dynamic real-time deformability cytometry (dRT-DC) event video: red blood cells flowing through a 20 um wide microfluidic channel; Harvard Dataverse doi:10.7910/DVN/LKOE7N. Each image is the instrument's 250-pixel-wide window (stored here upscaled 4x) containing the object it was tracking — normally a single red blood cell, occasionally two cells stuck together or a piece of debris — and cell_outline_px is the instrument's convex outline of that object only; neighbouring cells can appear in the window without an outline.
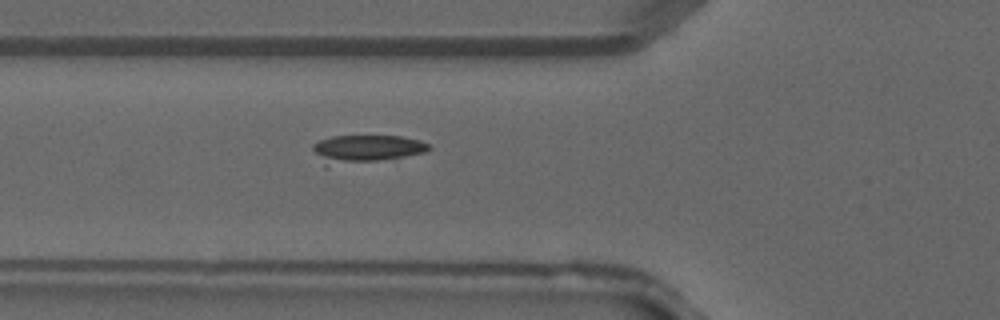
{"species": "common noctule bat (a hibernating species)", "species_latin": "Nyctalus noctula", "temperature_condition": "warm", "stored_images_in_passage": 34, "camera_frame_rate_fps": 3000, "um_per_image_px": 0.085, "animal": {"sex": "male", "forearm_length_mm": 52.5}, "frame": {"image": 1, "passage_image": 9, "time_ms": 2.667, "image_size_px": [1000, 320], "cell_outline_px": [[432, 148], [424, 152], [404, 156], [324, 168], [312, 148], [312, 144], [320, 140], [332, 136], [400, 136], [420, 140], [428, 144]], "centroid_in_image_um": [31.02, 12.67], "position_along_channel_um": 94.8, "area_um2": 18.9}}
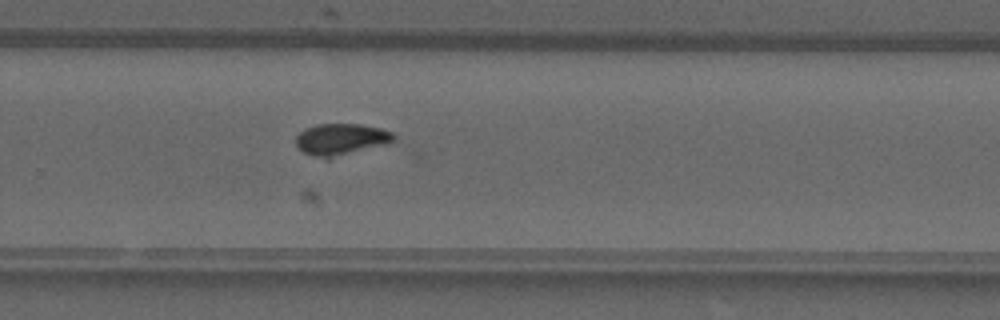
{"frame": {"image": 2, "passage_image": 21, "time_ms": 6.667, "image_size_px": [1000, 320], "cell_outline_px": [[396, 136], [388, 144], [328, 160], [304, 152], [296, 144], [296, 136], [304, 128], [316, 124], [360, 124], [380, 128], [392, 132]], "centroid_in_image_um": [29.0, 11.85], "position_along_channel_um": 300.8, "area_um2": 18.26}}
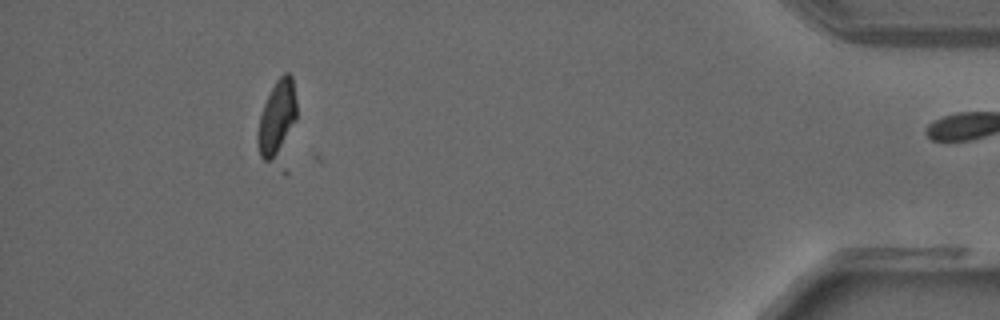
{"frame": {"image": 3, "passage_image": 31, "time_ms": 10.0, "image_size_px": [1000, 320], "cell_outline_px": [[296, 120], [288, 172], [284, 176], [264, 160], [260, 156], [256, 140], [256, 136], [260, 116], [264, 104], [276, 80], [284, 72], [288, 72], [292, 76], [296, 100]], "centroid_in_image_um": [23.64, 10.59], "position_along_channel_um": 411.6, "area_um2": 20.63}}